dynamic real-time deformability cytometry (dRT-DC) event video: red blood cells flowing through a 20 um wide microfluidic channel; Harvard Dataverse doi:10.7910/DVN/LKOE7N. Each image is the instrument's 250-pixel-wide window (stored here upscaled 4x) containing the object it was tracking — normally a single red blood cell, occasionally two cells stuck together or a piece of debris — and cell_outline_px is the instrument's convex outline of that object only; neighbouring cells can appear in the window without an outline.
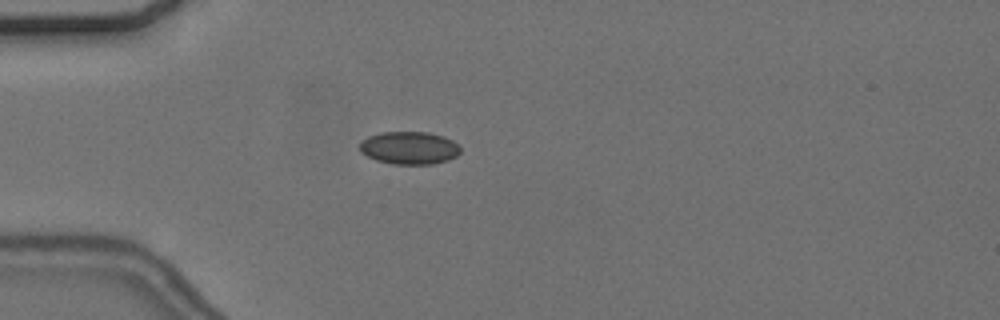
{"species": "common noctule bat (a hibernating species)", "species_latin": "Nyctalus noctula", "temperature_condition": "cold", "stored_images_in_passage": 45, "camera_frame_rate_fps": 3000, "um_per_image_px": 0.085, "animal": {"sex": "female", "body_mass_g": 24.6, "forearm_length_mm": 56.2}, "frame": {"image": 1, "passage_image": 5, "time_ms": 1.333, "image_size_px": [1000, 320], "cell_outline_px": [[460, 152], [456, 156], [448, 160], [432, 164], [392, 164], [376, 160], [360, 152], [360, 144], [368, 136], [380, 132], [428, 132], [444, 136], [460, 144]], "centroid_in_image_um": [34.81, 12.57], "position_along_channel_um": 50.2, "area_um2": 19.31}}
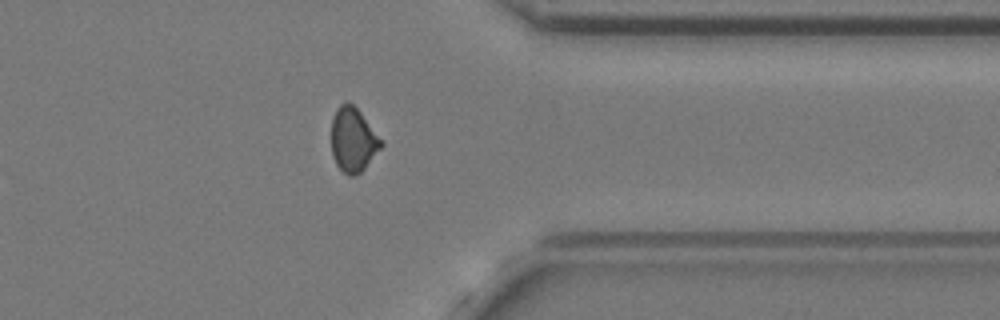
{"frame": {"image": 2, "passage_image": 34, "time_ms": 11.0, "image_size_px": [1000, 320], "cell_outline_px": [[384, 144], [364, 168], [356, 176], [348, 176], [336, 164], [332, 156], [332, 120], [336, 108], [340, 104], [352, 104], [360, 112], [384, 140]], "centroid_in_image_um": [30.03, 11.9], "position_along_channel_um": 381.4, "area_um2": 18.55}}
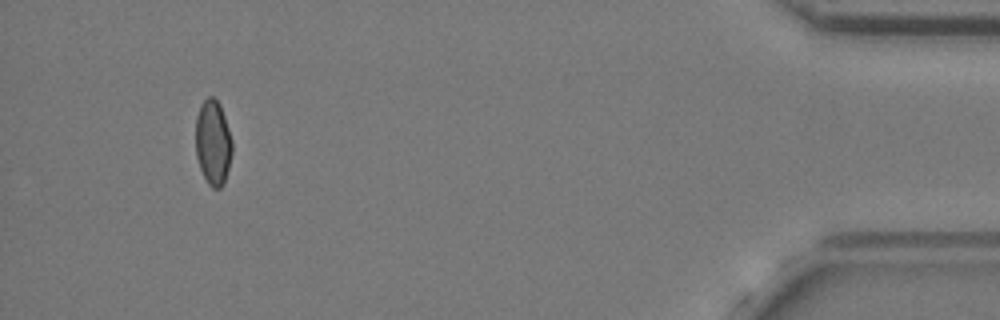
{"frame": {"image": 3, "passage_image": 42, "time_ms": 13.667, "image_size_px": [1000, 320], "cell_outline_px": [[232, 152], [224, 184], [220, 188], [212, 188], [208, 184], [200, 168], [196, 156], [196, 116], [200, 104], [208, 96], [212, 96], [220, 104], [232, 140]], "centroid_in_image_um": [18.1, 12.11], "position_along_channel_um": 417.1, "area_um2": 18.09}, "authors_computed_cell_mechanics": {"area_um2": 18.6694, "velocity_mm_per_s": 3.654, "shape_relaxation_time_tau1_ms": null, "shape_relaxation_time_tau2_ms": 4.5624, "deformation_change_tau1": null, "deformation_change_tau2": 0.0516}}